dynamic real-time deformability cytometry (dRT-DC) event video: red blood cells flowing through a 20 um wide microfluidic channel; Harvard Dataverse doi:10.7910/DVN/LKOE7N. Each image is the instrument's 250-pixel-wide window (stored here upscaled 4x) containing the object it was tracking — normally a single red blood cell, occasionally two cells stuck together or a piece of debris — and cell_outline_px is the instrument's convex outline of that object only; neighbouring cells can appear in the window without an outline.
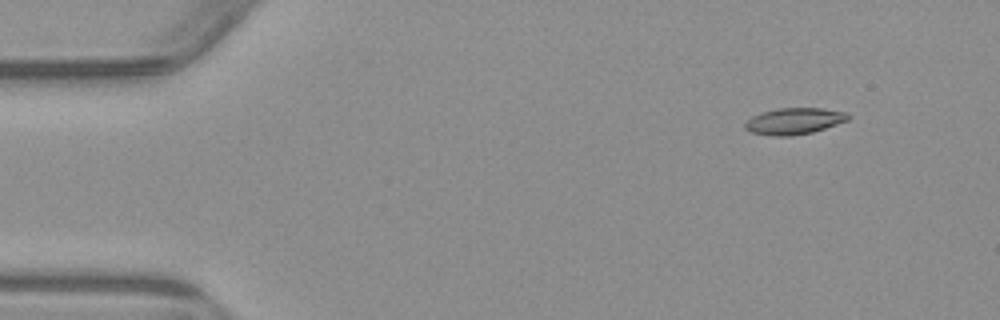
{"species": "common noctule bat (a hibernating species)", "species_latin": "Nyctalus noctula", "temperature_condition": "warm", "stored_images_in_passage": 6, "segment_of_instrument_passage": [1, 2], "camera_frame_rate_fps": 3000, "um_per_image_px": 0.085, "animal": {"sex": "male", "body_mass_g": 23.1, "forearm_length_mm": 52.7}, "frame": {"image": 1, "passage_image": 2, "time_ms": 1.333, "image_size_px": [1000, 320], "cell_outline_px": [[852, 116], [848, 120], [812, 132], [792, 136], [772, 136], [752, 132], [744, 128], [744, 124], [752, 116], [764, 112], [780, 108], [820, 108], [848, 112]], "centroid_in_image_um": [67.53, 10.29], "position_along_channel_um": 17.5, "area_um2": 15.78}}
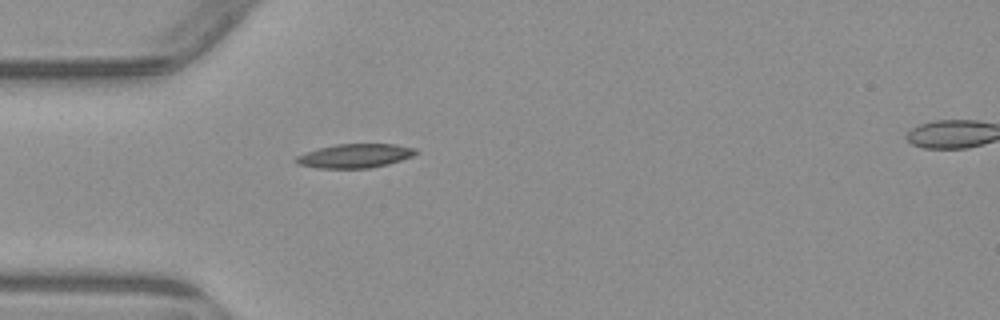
{"frame": {"image": 2, "passage_image": 5, "time_ms": 4.667, "image_size_px": [1000, 320], "cell_outline_px": [[420, 152], [412, 156], [388, 164], [372, 168], [316, 168], [300, 164], [296, 160], [296, 156], [320, 148], [336, 144], [396, 144], [416, 148]], "centroid_in_image_um": [30.24, 13.24], "position_along_channel_um": 54.8, "area_um2": 16.59}}